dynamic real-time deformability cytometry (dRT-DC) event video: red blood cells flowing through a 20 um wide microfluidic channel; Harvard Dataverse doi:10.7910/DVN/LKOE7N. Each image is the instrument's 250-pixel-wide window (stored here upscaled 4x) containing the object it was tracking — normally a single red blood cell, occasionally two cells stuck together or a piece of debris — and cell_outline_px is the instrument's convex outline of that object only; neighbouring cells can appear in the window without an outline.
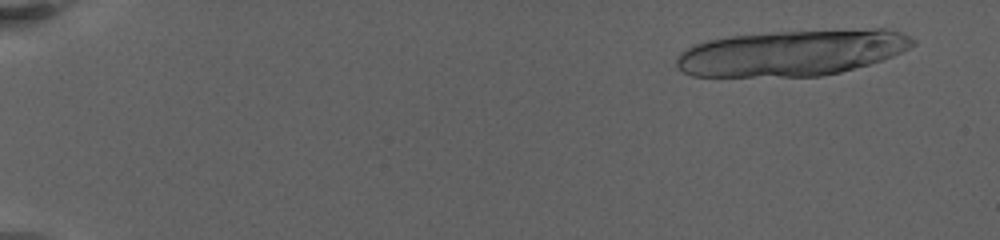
{"species": "human", "species_latin": "Homo sapiens", "temperature_condition": "warm", "stored_images_in_passage": 24, "camera_frame_rate_fps": 3000, "um_per_image_px": 0.085, "donor": {"sex": "female"}, "frame": {"image": 1, "passage_image": 5, "time_ms": 1.0, "image_size_px": [1000, 240], "cell_outline_px": [[916, 44], [892, 56], [868, 64], [840, 72], [820, 76], [692, 76], [684, 72], [676, 64], [676, 56], [680, 52], [696, 44], [708, 40], [732, 36], [772, 32], [876, 28], [884, 28], [900, 32], [916, 40]], "centroid_in_image_um": [67.33, 4.48], "position_along_channel_um": 17.7, "area_um2": 63.06}}